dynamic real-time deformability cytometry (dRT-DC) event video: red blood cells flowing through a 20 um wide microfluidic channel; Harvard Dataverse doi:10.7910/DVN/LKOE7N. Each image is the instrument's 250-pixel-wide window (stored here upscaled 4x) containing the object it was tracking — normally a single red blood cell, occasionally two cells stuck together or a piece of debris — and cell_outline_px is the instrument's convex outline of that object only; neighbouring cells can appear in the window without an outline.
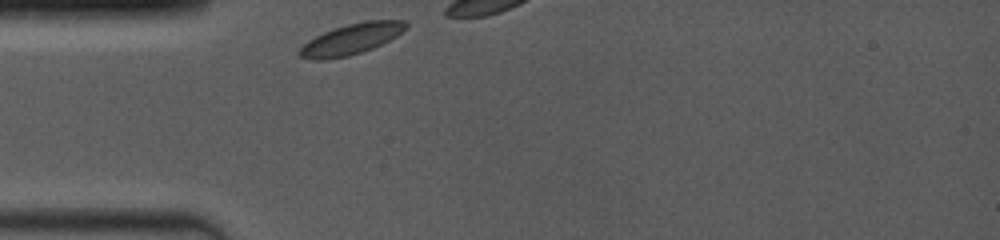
{"species": "common noctule bat (a hibernating species)", "species_latin": "Nyctalus noctula", "temperature_condition": "room temperature", "stored_images_in_passage": 6, "camera_frame_rate_fps": 4000, "um_per_image_px": 0.085, "animal": {"sex": "female", "body_mass_g": 19.0, "forearm_length_mm": 53.3}, "frame": {"image": 1, "passage_image": 1, "time_ms": 0.0, "image_size_px": [1000, 240], "cell_outline_px": [[408, 28], [396, 36], [372, 48], [348, 56], [324, 60], [312, 60], [300, 56], [296, 52], [308, 40], [324, 32], [348, 24], [364, 20], [408, 20]], "centroid_in_image_um": [29.87, 3.32], "position_along_channel_um": 55.1, "area_um2": 19.02}}